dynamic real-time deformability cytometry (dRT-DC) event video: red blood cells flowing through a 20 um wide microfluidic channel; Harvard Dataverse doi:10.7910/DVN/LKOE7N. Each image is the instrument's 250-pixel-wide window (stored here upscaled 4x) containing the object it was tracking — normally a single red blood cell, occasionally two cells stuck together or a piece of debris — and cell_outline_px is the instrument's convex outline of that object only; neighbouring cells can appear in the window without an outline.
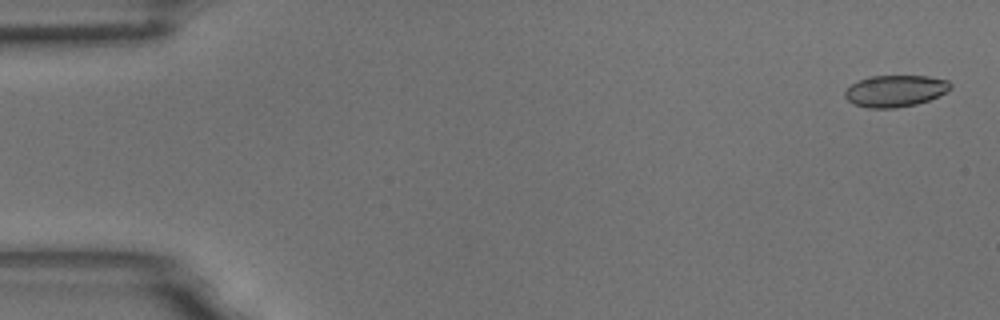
{"species": "common noctule bat (a hibernating species)", "species_latin": "Nyctalus noctula", "temperature_condition": "room temperature", "stored_images_in_passage": 15, "camera_frame_rate_fps": 3000, "um_per_image_px": 0.085, "animal": {"sex": "male", "body_mass_g": 18.8}, "frame": {"image": 1, "passage_image": 1, "time_ms": 0.0, "image_size_px": [1000, 320], "cell_outline_px": [[952, 88], [928, 100], [916, 104], [896, 108], [868, 108], [856, 104], [848, 100], [844, 96], [844, 92], [852, 84], [860, 80], [872, 76], [928, 76], [948, 80], [952, 84]], "centroid_in_image_um": [76.11, 7.72], "position_along_channel_um": 8.9, "area_um2": 19.25}}
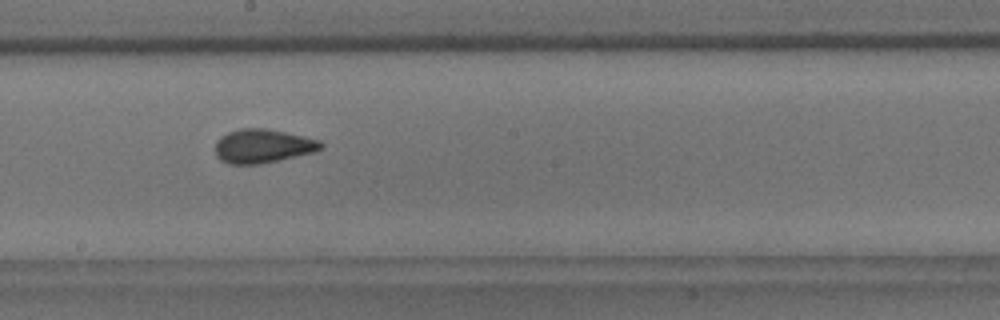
{"frame": {"image": 2, "passage_image": 9, "time_ms": 2.667, "image_size_px": [1000, 320], "cell_outline_px": [[324, 144], [320, 148], [312, 152], [260, 164], [228, 164], [220, 160], [216, 156], [216, 140], [220, 136], [228, 132], [240, 128], [264, 128], [304, 136], [320, 140]], "centroid_in_image_um": [22.28, 12.41], "position_along_channel_um": 225.9, "area_um2": 20.69}}
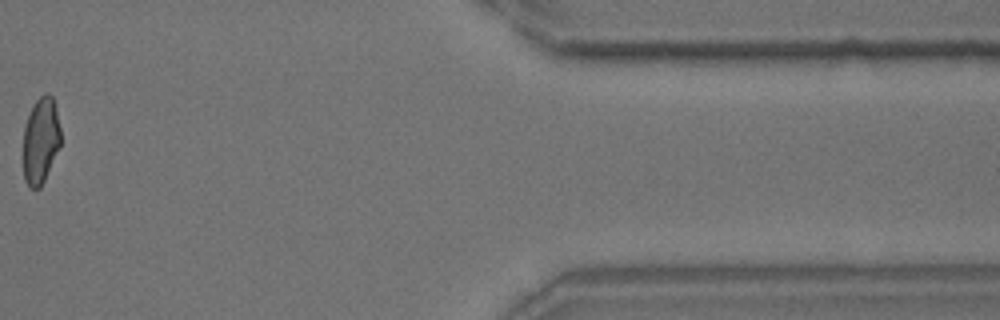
{"frame": {"image": 3, "passage_image": 14, "time_ms": 4.333, "image_size_px": [1000, 320], "cell_outline_px": [[60, 144], [44, 180], [40, 188], [32, 188], [24, 180], [24, 128], [28, 116], [36, 100], [44, 92], [48, 92], [52, 96], [56, 108], [60, 128]], "centroid_in_image_um": [3.46, 11.91], "position_along_channel_um": 407.9, "area_um2": 18.5}}